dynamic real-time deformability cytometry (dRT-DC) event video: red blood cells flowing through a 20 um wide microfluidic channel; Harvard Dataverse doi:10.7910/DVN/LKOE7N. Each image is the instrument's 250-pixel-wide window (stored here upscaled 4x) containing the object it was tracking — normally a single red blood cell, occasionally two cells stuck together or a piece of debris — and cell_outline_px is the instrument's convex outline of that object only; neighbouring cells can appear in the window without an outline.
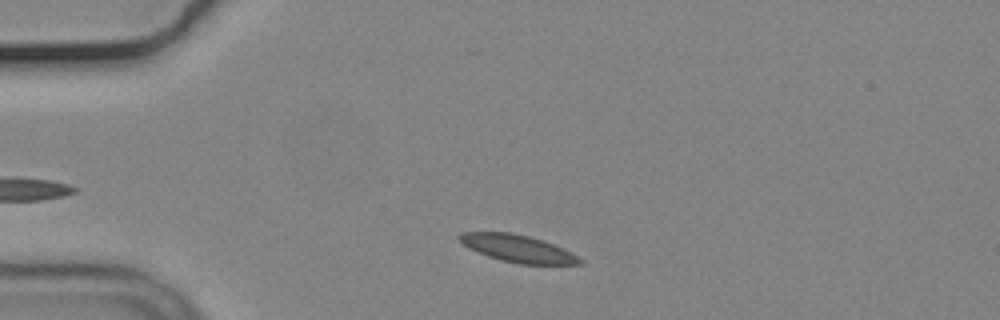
{"species": "common noctule bat (a hibernating species)", "species_latin": "Nyctalus noctula", "temperature_condition": "cold", "stored_images_in_passage": 39, "camera_frame_rate_fps": 3000, "um_per_image_px": 0.085, "animal": {"sex": "male", "body_mass_g": 19.2, "forearm_length_mm": 51.8}, "frame": {"image": 1, "passage_image": 5, "time_ms": 1.333, "image_size_px": [1000, 320], "cell_outline_px": [[584, 264], [520, 264], [500, 260], [488, 256], [468, 248], [456, 236], [460, 232], [512, 232], [528, 236], [564, 248], [572, 252], [584, 260]], "centroid_in_image_um": [44.02, 21.12], "position_along_channel_um": 41.0, "area_um2": 19.13}}
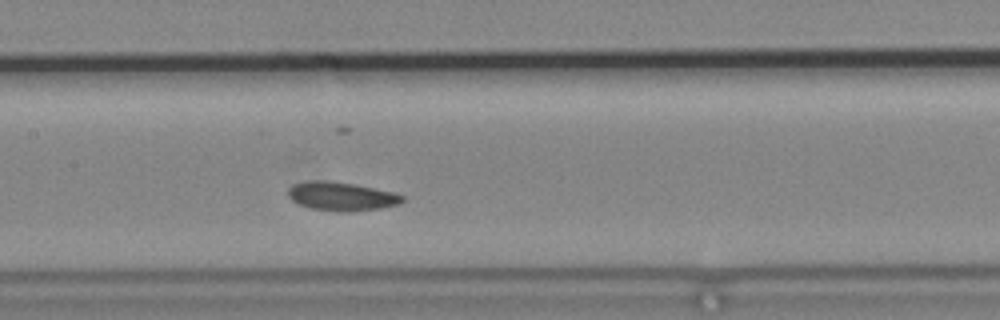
{"frame": {"image": 2, "passage_image": 19, "time_ms": 6.0, "image_size_px": [1000, 320], "cell_outline_px": [[404, 200], [396, 204], [380, 208], [344, 212], [340, 212], [312, 208], [300, 204], [292, 200], [288, 196], [288, 188], [292, 184], [304, 180], [328, 180], [356, 184], [392, 192], [404, 196]], "centroid_in_image_um": [28.97, 16.66], "position_along_channel_um": 178.4, "area_um2": 19.07}}
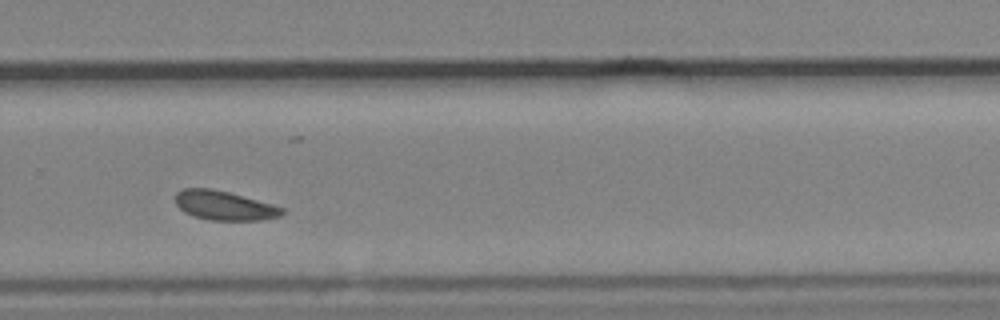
{"frame": {"image": 3, "passage_image": 30, "time_ms": 9.667, "image_size_px": [1000, 320], "cell_outline_px": [[284, 212], [280, 216], [260, 220], [208, 220], [192, 216], [184, 212], [176, 204], [176, 192], [184, 188], [212, 188], [228, 192], [272, 204], [284, 208]], "centroid_in_image_um": [19.04, 17.47], "position_along_channel_um": 310.8, "area_um2": 18.15}, "authors_computed_cell_mechanics": {"area_um2": 18.7272, "velocity_mm_per_s": 3.6256, "shape_relaxation_time_tau1_ms": null, "shape_relaxation_time_tau2_ms": 5.745, "deformation_change_tau1": null, "deformation_change_tau2": 0.0889}}